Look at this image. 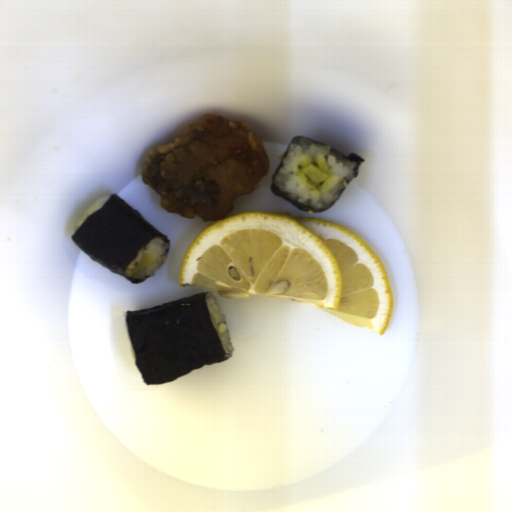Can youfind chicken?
I'll return each mask as SVG.
<instances>
[{
    "label": "chicken",
    "mask_w": 512,
    "mask_h": 512,
    "mask_svg": "<svg viewBox=\"0 0 512 512\" xmlns=\"http://www.w3.org/2000/svg\"><path fill=\"white\" fill-rule=\"evenodd\" d=\"M270 168L249 123L206 113L172 143L149 150L141 176L167 213L216 222L232 212L237 196L258 189Z\"/></svg>",
    "instance_id": "1"
}]
</instances>
